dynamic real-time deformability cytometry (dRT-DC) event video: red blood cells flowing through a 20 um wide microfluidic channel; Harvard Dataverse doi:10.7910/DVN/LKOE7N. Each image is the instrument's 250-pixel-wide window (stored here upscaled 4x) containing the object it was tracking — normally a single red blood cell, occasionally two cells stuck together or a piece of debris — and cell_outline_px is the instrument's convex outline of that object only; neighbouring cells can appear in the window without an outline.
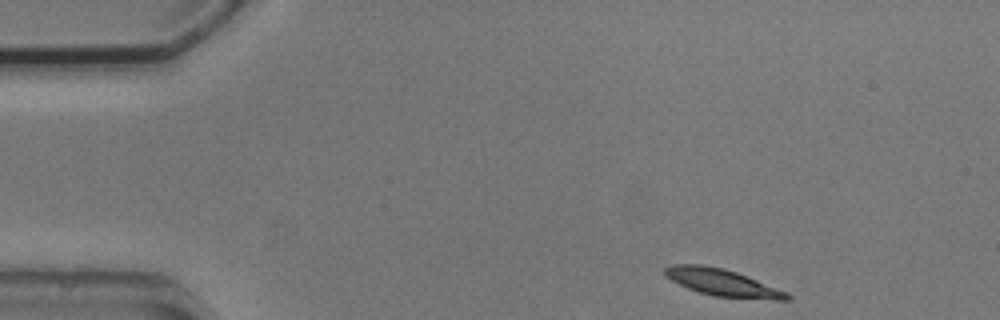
{"species": "common noctule bat (a hibernating species)", "species_latin": "Nyctalus noctula", "temperature_condition": "cold", "stored_images_in_passage": 5, "camera_frame_rate_fps": 3000, "um_per_image_px": 0.085, "animal": {"sex": "male", "body_mass_g": 20.5, "forearm_length_mm": 52.5}, "frame": {"image": 1, "passage_image": 1, "time_ms": 0.0, "image_size_px": [1000, 320], "cell_outline_px": [[792, 300], [776, 300], [716, 296], [700, 292], [688, 288], [664, 276], [664, 268], [672, 264], [700, 264], [724, 268], [748, 276], [788, 292], [792, 296]], "centroid_in_image_um": [61.44, 24.01], "position_along_channel_um": 23.6, "area_um2": 19.25}}
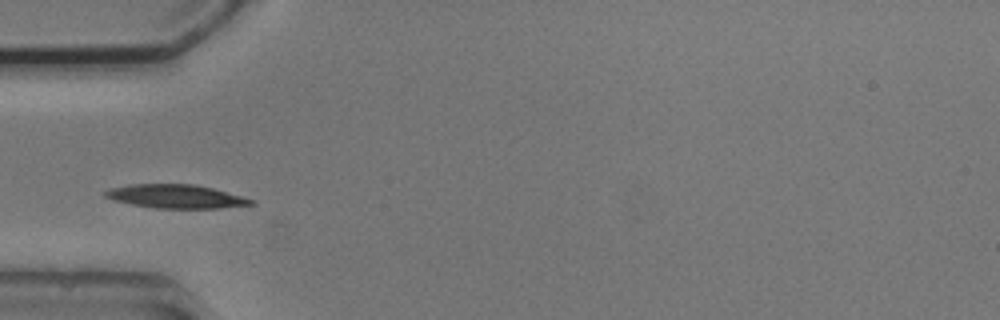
{"frame": {"image": 2, "passage_image": 4, "time_ms": 3.333, "image_size_px": [1000, 320], "cell_outline_px": [[256, 204], [220, 208], [156, 208], [132, 204], [112, 200], [104, 196], [104, 192], [112, 188], [132, 184], [196, 184], [212, 188], [256, 200]], "centroid_in_image_um": [14.98, 16.69], "position_along_channel_um": 70.0, "area_um2": 20.0}}